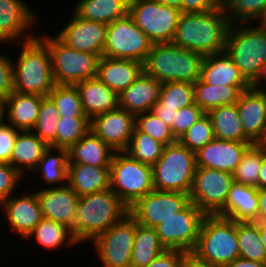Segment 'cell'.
<instances>
[{
	"instance_id": "1",
	"label": "cell",
	"mask_w": 266,
	"mask_h": 267,
	"mask_svg": "<svg viewBox=\"0 0 266 267\" xmlns=\"http://www.w3.org/2000/svg\"><path fill=\"white\" fill-rule=\"evenodd\" d=\"M230 25L222 5L210 12H182L171 43L204 56L222 52Z\"/></svg>"
},
{
	"instance_id": "2",
	"label": "cell",
	"mask_w": 266,
	"mask_h": 267,
	"mask_svg": "<svg viewBox=\"0 0 266 267\" xmlns=\"http://www.w3.org/2000/svg\"><path fill=\"white\" fill-rule=\"evenodd\" d=\"M127 214L128 207L110 188L80 196L70 231L81 245L91 242Z\"/></svg>"
},
{
	"instance_id": "3",
	"label": "cell",
	"mask_w": 266,
	"mask_h": 267,
	"mask_svg": "<svg viewBox=\"0 0 266 267\" xmlns=\"http://www.w3.org/2000/svg\"><path fill=\"white\" fill-rule=\"evenodd\" d=\"M19 45L21 51L17 60H12L14 91L48 96L56 83L47 45L38 36Z\"/></svg>"
},
{
	"instance_id": "4",
	"label": "cell",
	"mask_w": 266,
	"mask_h": 267,
	"mask_svg": "<svg viewBox=\"0 0 266 267\" xmlns=\"http://www.w3.org/2000/svg\"><path fill=\"white\" fill-rule=\"evenodd\" d=\"M204 57L172 43H155L143 63V70L161 83H194L200 77Z\"/></svg>"
},
{
	"instance_id": "5",
	"label": "cell",
	"mask_w": 266,
	"mask_h": 267,
	"mask_svg": "<svg viewBox=\"0 0 266 267\" xmlns=\"http://www.w3.org/2000/svg\"><path fill=\"white\" fill-rule=\"evenodd\" d=\"M192 253L218 267H224L237 259V222L218 215L205 216Z\"/></svg>"
},
{
	"instance_id": "6",
	"label": "cell",
	"mask_w": 266,
	"mask_h": 267,
	"mask_svg": "<svg viewBox=\"0 0 266 267\" xmlns=\"http://www.w3.org/2000/svg\"><path fill=\"white\" fill-rule=\"evenodd\" d=\"M225 51L251 83L266 61V31L254 23L231 24Z\"/></svg>"
},
{
	"instance_id": "7",
	"label": "cell",
	"mask_w": 266,
	"mask_h": 267,
	"mask_svg": "<svg viewBox=\"0 0 266 267\" xmlns=\"http://www.w3.org/2000/svg\"><path fill=\"white\" fill-rule=\"evenodd\" d=\"M48 47L54 81L57 85H75L97 77L100 57L68 47L56 35H37Z\"/></svg>"
},
{
	"instance_id": "8",
	"label": "cell",
	"mask_w": 266,
	"mask_h": 267,
	"mask_svg": "<svg viewBox=\"0 0 266 267\" xmlns=\"http://www.w3.org/2000/svg\"><path fill=\"white\" fill-rule=\"evenodd\" d=\"M196 154L178 141L166 145L152 166L154 190L189 194L196 172Z\"/></svg>"
},
{
	"instance_id": "9",
	"label": "cell",
	"mask_w": 266,
	"mask_h": 267,
	"mask_svg": "<svg viewBox=\"0 0 266 267\" xmlns=\"http://www.w3.org/2000/svg\"><path fill=\"white\" fill-rule=\"evenodd\" d=\"M110 189L131 207L154 190L152 166L133 159L125 151L115 152L110 165Z\"/></svg>"
},
{
	"instance_id": "10",
	"label": "cell",
	"mask_w": 266,
	"mask_h": 267,
	"mask_svg": "<svg viewBox=\"0 0 266 267\" xmlns=\"http://www.w3.org/2000/svg\"><path fill=\"white\" fill-rule=\"evenodd\" d=\"M182 11L153 0H129L128 15L155 43H171Z\"/></svg>"
},
{
	"instance_id": "11",
	"label": "cell",
	"mask_w": 266,
	"mask_h": 267,
	"mask_svg": "<svg viewBox=\"0 0 266 267\" xmlns=\"http://www.w3.org/2000/svg\"><path fill=\"white\" fill-rule=\"evenodd\" d=\"M234 183L233 174L197 167L189 193L190 201L206 216L225 218V202Z\"/></svg>"
},
{
	"instance_id": "12",
	"label": "cell",
	"mask_w": 266,
	"mask_h": 267,
	"mask_svg": "<svg viewBox=\"0 0 266 267\" xmlns=\"http://www.w3.org/2000/svg\"><path fill=\"white\" fill-rule=\"evenodd\" d=\"M206 215L192 202L154 228L166 250L192 252L197 244L202 221Z\"/></svg>"
},
{
	"instance_id": "13",
	"label": "cell",
	"mask_w": 266,
	"mask_h": 267,
	"mask_svg": "<svg viewBox=\"0 0 266 267\" xmlns=\"http://www.w3.org/2000/svg\"><path fill=\"white\" fill-rule=\"evenodd\" d=\"M136 221L127 214L91 242L102 267H131Z\"/></svg>"
},
{
	"instance_id": "14",
	"label": "cell",
	"mask_w": 266,
	"mask_h": 267,
	"mask_svg": "<svg viewBox=\"0 0 266 267\" xmlns=\"http://www.w3.org/2000/svg\"><path fill=\"white\" fill-rule=\"evenodd\" d=\"M152 42L127 15L107 25L103 56L144 63Z\"/></svg>"
},
{
	"instance_id": "15",
	"label": "cell",
	"mask_w": 266,
	"mask_h": 267,
	"mask_svg": "<svg viewBox=\"0 0 266 267\" xmlns=\"http://www.w3.org/2000/svg\"><path fill=\"white\" fill-rule=\"evenodd\" d=\"M190 202L189 194L153 190L129 207L128 213L140 225L154 228L182 211Z\"/></svg>"
},
{
	"instance_id": "16",
	"label": "cell",
	"mask_w": 266,
	"mask_h": 267,
	"mask_svg": "<svg viewBox=\"0 0 266 267\" xmlns=\"http://www.w3.org/2000/svg\"><path fill=\"white\" fill-rule=\"evenodd\" d=\"M36 12L24 0H0V45L24 42L36 37ZM32 32H31V29ZM21 40V41H20Z\"/></svg>"
},
{
	"instance_id": "17",
	"label": "cell",
	"mask_w": 266,
	"mask_h": 267,
	"mask_svg": "<svg viewBox=\"0 0 266 267\" xmlns=\"http://www.w3.org/2000/svg\"><path fill=\"white\" fill-rule=\"evenodd\" d=\"M64 27L56 36L68 47L103 56L107 38V25L78 17L72 11Z\"/></svg>"
},
{
	"instance_id": "18",
	"label": "cell",
	"mask_w": 266,
	"mask_h": 267,
	"mask_svg": "<svg viewBox=\"0 0 266 267\" xmlns=\"http://www.w3.org/2000/svg\"><path fill=\"white\" fill-rule=\"evenodd\" d=\"M134 128L135 115L119 107L90 120V130L115 152L127 150Z\"/></svg>"
},
{
	"instance_id": "19",
	"label": "cell",
	"mask_w": 266,
	"mask_h": 267,
	"mask_svg": "<svg viewBox=\"0 0 266 267\" xmlns=\"http://www.w3.org/2000/svg\"><path fill=\"white\" fill-rule=\"evenodd\" d=\"M31 192L32 190L24 191L18 196L11 195L0 204L1 210L4 211L3 218L6 217V222L10 225V231L18 234L23 241L43 219L36 192Z\"/></svg>"
},
{
	"instance_id": "20",
	"label": "cell",
	"mask_w": 266,
	"mask_h": 267,
	"mask_svg": "<svg viewBox=\"0 0 266 267\" xmlns=\"http://www.w3.org/2000/svg\"><path fill=\"white\" fill-rule=\"evenodd\" d=\"M245 136L253 144L266 141V90L249 88L236 103Z\"/></svg>"
},
{
	"instance_id": "21",
	"label": "cell",
	"mask_w": 266,
	"mask_h": 267,
	"mask_svg": "<svg viewBox=\"0 0 266 267\" xmlns=\"http://www.w3.org/2000/svg\"><path fill=\"white\" fill-rule=\"evenodd\" d=\"M252 144V142L214 138L195 153L196 165L197 167L216 169L233 174L245 151Z\"/></svg>"
},
{
	"instance_id": "22",
	"label": "cell",
	"mask_w": 266,
	"mask_h": 267,
	"mask_svg": "<svg viewBox=\"0 0 266 267\" xmlns=\"http://www.w3.org/2000/svg\"><path fill=\"white\" fill-rule=\"evenodd\" d=\"M43 218L72 227L79 201L77 193L68 185L35 190Z\"/></svg>"
},
{
	"instance_id": "23",
	"label": "cell",
	"mask_w": 266,
	"mask_h": 267,
	"mask_svg": "<svg viewBox=\"0 0 266 267\" xmlns=\"http://www.w3.org/2000/svg\"><path fill=\"white\" fill-rule=\"evenodd\" d=\"M199 79L212 86L235 85L242 91L250 88V83L225 50L204 57Z\"/></svg>"
},
{
	"instance_id": "24",
	"label": "cell",
	"mask_w": 266,
	"mask_h": 267,
	"mask_svg": "<svg viewBox=\"0 0 266 267\" xmlns=\"http://www.w3.org/2000/svg\"><path fill=\"white\" fill-rule=\"evenodd\" d=\"M161 85L160 81L143 71L127 89L118 95V107L135 116L151 111L159 101Z\"/></svg>"
},
{
	"instance_id": "25",
	"label": "cell",
	"mask_w": 266,
	"mask_h": 267,
	"mask_svg": "<svg viewBox=\"0 0 266 267\" xmlns=\"http://www.w3.org/2000/svg\"><path fill=\"white\" fill-rule=\"evenodd\" d=\"M143 71V63L138 61L102 56L98 62L96 78L119 95L127 89Z\"/></svg>"
},
{
	"instance_id": "26",
	"label": "cell",
	"mask_w": 266,
	"mask_h": 267,
	"mask_svg": "<svg viewBox=\"0 0 266 267\" xmlns=\"http://www.w3.org/2000/svg\"><path fill=\"white\" fill-rule=\"evenodd\" d=\"M48 147L32 130L19 131L15 138L9 164L23 177L26 173L30 175L38 166Z\"/></svg>"
},
{
	"instance_id": "27",
	"label": "cell",
	"mask_w": 266,
	"mask_h": 267,
	"mask_svg": "<svg viewBox=\"0 0 266 267\" xmlns=\"http://www.w3.org/2000/svg\"><path fill=\"white\" fill-rule=\"evenodd\" d=\"M86 116L91 120L96 115L118 108V95L98 78L75 84Z\"/></svg>"
},
{
	"instance_id": "28",
	"label": "cell",
	"mask_w": 266,
	"mask_h": 267,
	"mask_svg": "<svg viewBox=\"0 0 266 267\" xmlns=\"http://www.w3.org/2000/svg\"><path fill=\"white\" fill-rule=\"evenodd\" d=\"M67 184L79 197L106 190L110 188V167L68 163Z\"/></svg>"
},
{
	"instance_id": "29",
	"label": "cell",
	"mask_w": 266,
	"mask_h": 267,
	"mask_svg": "<svg viewBox=\"0 0 266 267\" xmlns=\"http://www.w3.org/2000/svg\"><path fill=\"white\" fill-rule=\"evenodd\" d=\"M43 96L13 92L6 98V122L20 131L32 130L37 122Z\"/></svg>"
},
{
	"instance_id": "30",
	"label": "cell",
	"mask_w": 266,
	"mask_h": 267,
	"mask_svg": "<svg viewBox=\"0 0 266 267\" xmlns=\"http://www.w3.org/2000/svg\"><path fill=\"white\" fill-rule=\"evenodd\" d=\"M258 188L233 183L225 202V218L236 222L258 221Z\"/></svg>"
},
{
	"instance_id": "31",
	"label": "cell",
	"mask_w": 266,
	"mask_h": 267,
	"mask_svg": "<svg viewBox=\"0 0 266 267\" xmlns=\"http://www.w3.org/2000/svg\"><path fill=\"white\" fill-rule=\"evenodd\" d=\"M115 151L89 130L68 149V163L89 164L95 167H110Z\"/></svg>"
},
{
	"instance_id": "32",
	"label": "cell",
	"mask_w": 266,
	"mask_h": 267,
	"mask_svg": "<svg viewBox=\"0 0 266 267\" xmlns=\"http://www.w3.org/2000/svg\"><path fill=\"white\" fill-rule=\"evenodd\" d=\"M72 11L82 19L108 25L128 15L129 0H78Z\"/></svg>"
},
{
	"instance_id": "33",
	"label": "cell",
	"mask_w": 266,
	"mask_h": 267,
	"mask_svg": "<svg viewBox=\"0 0 266 267\" xmlns=\"http://www.w3.org/2000/svg\"><path fill=\"white\" fill-rule=\"evenodd\" d=\"M38 173L41 175H39V177L44 180L43 182H46V188L66 185L68 175V150L49 146L44 151L38 166L32 174L38 175Z\"/></svg>"
},
{
	"instance_id": "34",
	"label": "cell",
	"mask_w": 266,
	"mask_h": 267,
	"mask_svg": "<svg viewBox=\"0 0 266 267\" xmlns=\"http://www.w3.org/2000/svg\"><path fill=\"white\" fill-rule=\"evenodd\" d=\"M194 101L205 113L211 109L236 104L243 92L238 86H212L200 79L193 83Z\"/></svg>"
},
{
	"instance_id": "35",
	"label": "cell",
	"mask_w": 266,
	"mask_h": 267,
	"mask_svg": "<svg viewBox=\"0 0 266 267\" xmlns=\"http://www.w3.org/2000/svg\"><path fill=\"white\" fill-rule=\"evenodd\" d=\"M36 239L35 242L43 249L57 251L62 246L75 247L79 243L74 239L70 228L66 225L43 218L27 236L25 240L30 241L31 238Z\"/></svg>"
},
{
	"instance_id": "36",
	"label": "cell",
	"mask_w": 266,
	"mask_h": 267,
	"mask_svg": "<svg viewBox=\"0 0 266 267\" xmlns=\"http://www.w3.org/2000/svg\"><path fill=\"white\" fill-rule=\"evenodd\" d=\"M214 130V137L227 141L251 142L243 131L237 105L219 106L208 112Z\"/></svg>"
},
{
	"instance_id": "37",
	"label": "cell",
	"mask_w": 266,
	"mask_h": 267,
	"mask_svg": "<svg viewBox=\"0 0 266 267\" xmlns=\"http://www.w3.org/2000/svg\"><path fill=\"white\" fill-rule=\"evenodd\" d=\"M165 250L155 228L145 227L136 222L131 267H146Z\"/></svg>"
},
{
	"instance_id": "38",
	"label": "cell",
	"mask_w": 266,
	"mask_h": 267,
	"mask_svg": "<svg viewBox=\"0 0 266 267\" xmlns=\"http://www.w3.org/2000/svg\"><path fill=\"white\" fill-rule=\"evenodd\" d=\"M239 257L257 262H266V250L261 240L258 225L254 221L237 222Z\"/></svg>"
},
{
	"instance_id": "39",
	"label": "cell",
	"mask_w": 266,
	"mask_h": 267,
	"mask_svg": "<svg viewBox=\"0 0 266 267\" xmlns=\"http://www.w3.org/2000/svg\"><path fill=\"white\" fill-rule=\"evenodd\" d=\"M265 155L266 146L264 144H252L245 151L233 173L234 182L258 188V177Z\"/></svg>"
},
{
	"instance_id": "40",
	"label": "cell",
	"mask_w": 266,
	"mask_h": 267,
	"mask_svg": "<svg viewBox=\"0 0 266 267\" xmlns=\"http://www.w3.org/2000/svg\"><path fill=\"white\" fill-rule=\"evenodd\" d=\"M164 147V144L135 127L130 144L125 152L133 159L153 166L162 155Z\"/></svg>"
},
{
	"instance_id": "41",
	"label": "cell",
	"mask_w": 266,
	"mask_h": 267,
	"mask_svg": "<svg viewBox=\"0 0 266 267\" xmlns=\"http://www.w3.org/2000/svg\"><path fill=\"white\" fill-rule=\"evenodd\" d=\"M59 120V111L53 101L48 96L43 97L38 119L32 131L48 146L56 148V131Z\"/></svg>"
},
{
	"instance_id": "42",
	"label": "cell",
	"mask_w": 266,
	"mask_h": 267,
	"mask_svg": "<svg viewBox=\"0 0 266 267\" xmlns=\"http://www.w3.org/2000/svg\"><path fill=\"white\" fill-rule=\"evenodd\" d=\"M48 97L53 101L60 117H87L75 85H55Z\"/></svg>"
},
{
	"instance_id": "43",
	"label": "cell",
	"mask_w": 266,
	"mask_h": 267,
	"mask_svg": "<svg viewBox=\"0 0 266 267\" xmlns=\"http://www.w3.org/2000/svg\"><path fill=\"white\" fill-rule=\"evenodd\" d=\"M231 24L255 23L266 9V0H221Z\"/></svg>"
},
{
	"instance_id": "44",
	"label": "cell",
	"mask_w": 266,
	"mask_h": 267,
	"mask_svg": "<svg viewBox=\"0 0 266 267\" xmlns=\"http://www.w3.org/2000/svg\"><path fill=\"white\" fill-rule=\"evenodd\" d=\"M90 130L88 117H60L56 131V148L69 149Z\"/></svg>"
},
{
	"instance_id": "45",
	"label": "cell",
	"mask_w": 266,
	"mask_h": 267,
	"mask_svg": "<svg viewBox=\"0 0 266 267\" xmlns=\"http://www.w3.org/2000/svg\"><path fill=\"white\" fill-rule=\"evenodd\" d=\"M159 100L164 107L176 108L189 106L194 101V86L189 82H165L162 83L159 93Z\"/></svg>"
},
{
	"instance_id": "46",
	"label": "cell",
	"mask_w": 266,
	"mask_h": 267,
	"mask_svg": "<svg viewBox=\"0 0 266 267\" xmlns=\"http://www.w3.org/2000/svg\"><path fill=\"white\" fill-rule=\"evenodd\" d=\"M214 138L212 120L204 113L177 141L196 153Z\"/></svg>"
},
{
	"instance_id": "47",
	"label": "cell",
	"mask_w": 266,
	"mask_h": 267,
	"mask_svg": "<svg viewBox=\"0 0 266 267\" xmlns=\"http://www.w3.org/2000/svg\"><path fill=\"white\" fill-rule=\"evenodd\" d=\"M135 127L165 146L177 142L171 127L166 125L152 111L136 115Z\"/></svg>"
},
{
	"instance_id": "48",
	"label": "cell",
	"mask_w": 266,
	"mask_h": 267,
	"mask_svg": "<svg viewBox=\"0 0 266 267\" xmlns=\"http://www.w3.org/2000/svg\"><path fill=\"white\" fill-rule=\"evenodd\" d=\"M205 112L195 103L182 107L175 114L171 130L178 140Z\"/></svg>"
},
{
	"instance_id": "49",
	"label": "cell",
	"mask_w": 266,
	"mask_h": 267,
	"mask_svg": "<svg viewBox=\"0 0 266 267\" xmlns=\"http://www.w3.org/2000/svg\"><path fill=\"white\" fill-rule=\"evenodd\" d=\"M22 179L23 176L9 163L0 161V204L20 189Z\"/></svg>"
},
{
	"instance_id": "50",
	"label": "cell",
	"mask_w": 266,
	"mask_h": 267,
	"mask_svg": "<svg viewBox=\"0 0 266 267\" xmlns=\"http://www.w3.org/2000/svg\"><path fill=\"white\" fill-rule=\"evenodd\" d=\"M12 57L0 53V99L5 100L14 92Z\"/></svg>"
},
{
	"instance_id": "51",
	"label": "cell",
	"mask_w": 266,
	"mask_h": 267,
	"mask_svg": "<svg viewBox=\"0 0 266 267\" xmlns=\"http://www.w3.org/2000/svg\"><path fill=\"white\" fill-rule=\"evenodd\" d=\"M19 129L14 128L9 123H5L0 127V161L10 162L15 138L19 133Z\"/></svg>"
},
{
	"instance_id": "52",
	"label": "cell",
	"mask_w": 266,
	"mask_h": 267,
	"mask_svg": "<svg viewBox=\"0 0 266 267\" xmlns=\"http://www.w3.org/2000/svg\"><path fill=\"white\" fill-rule=\"evenodd\" d=\"M186 253L179 250H165L146 267H182Z\"/></svg>"
},
{
	"instance_id": "53",
	"label": "cell",
	"mask_w": 266,
	"mask_h": 267,
	"mask_svg": "<svg viewBox=\"0 0 266 267\" xmlns=\"http://www.w3.org/2000/svg\"><path fill=\"white\" fill-rule=\"evenodd\" d=\"M221 0H182V12L203 13L217 9Z\"/></svg>"
},
{
	"instance_id": "54",
	"label": "cell",
	"mask_w": 266,
	"mask_h": 267,
	"mask_svg": "<svg viewBox=\"0 0 266 267\" xmlns=\"http://www.w3.org/2000/svg\"><path fill=\"white\" fill-rule=\"evenodd\" d=\"M159 119L166 125L172 127L175 121L176 108L164 107V104L159 100L151 110Z\"/></svg>"
},
{
	"instance_id": "55",
	"label": "cell",
	"mask_w": 266,
	"mask_h": 267,
	"mask_svg": "<svg viewBox=\"0 0 266 267\" xmlns=\"http://www.w3.org/2000/svg\"><path fill=\"white\" fill-rule=\"evenodd\" d=\"M182 267H218L207 261L201 260L194 253L188 252L183 258Z\"/></svg>"
},
{
	"instance_id": "56",
	"label": "cell",
	"mask_w": 266,
	"mask_h": 267,
	"mask_svg": "<svg viewBox=\"0 0 266 267\" xmlns=\"http://www.w3.org/2000/svg\"><path fill=\"white\" fill-rule=\"evenodd\" d=\"M250 87L257 90H266V61L257 77L250 83Z\"/></svg>"
},
{
	"instance_id": "57",
	"label": "cell",
	"mask_w": 266,
	"mask_h": 267,
	"mask_svg": "<svg viewBox=\"0 0 266 267\" xmlns=\"http://www.w3.org/2000/svg\"><path fill=\"white\" fill-rule=\"evenodd\" d=\"M224 267H266V262H257L238 257Z\"/></svg>"
},
{
	"instance_id": "58",
	"label": "cell",
	"mask_w": 266,
	"mask_h": 267,
	"mask_svg": "<svg viewBox=\"0 0 266 267\" xmlns=\"http://www.w3.org/2000/svg\"><path fill=\"white\" fill-rule=\"evenodd\" d=\"M259 213L258 221H266V188L258 189Z\"/></svg>"
},
{
	"instance_id": "59",
	"label": "cell",
	"mask_w": 266,
	"mask_h": 267,
	"mask_svg": "<svg viewBox=\"0 0 266 267\" xmlns=\"http://www.w3.org/2000/svg\"><path fill=\"white\" fill-rule=\"evenodd\" d=\"M266 188V155L262 159V165L258 177V189Z\"/></svg>"
},
{
	"instance_id": "60",
	"label": "cell",
	"mask_w": 266,
	"mask_h": 267,
	"mask_svg": "<svg viewBox=\"0 0 266 267\" xmlns=\"http://www.w3.org/2000/svg\"><path fill=\"white\" fill-rule=\"evenodd\" d=\"M254 222L259 227L261 240H262V243H263L264 248L266 250V221H254Z\"/></svg>"
},
{
	"instance_id": "61",
	"label": "cell",
	"mask_w": 266,
	"mask_h": 267,
	"mask_svg": "<svg viewBox=\"0 0 266 267\" xmlns=\"http://www.w3.org/2000/svg\"><path fill=\"white\" fill-rule=\"evenodd\" d=\"M153 1H157L160 4L176 7L182 11V0H153Z\"/></svg>"
},
{
	"instance_id": "62",
	"label": "cell",
	"mask_w": 266,
	"mask_h": 267,
	"mask_svg": "<svg viewBox=\"0 0 266 267\" xmlns=\"http://www.w3.org/2000/svg\"><path fill=\"white\" fill-rule=\"evenodd\" d=\"M6 123V105L3 99H0V127Z\"/></svg>"
},
{
	"instance_id": "63",
	"label": "cell",
	"mask_w": 266,
	"mask_h": 267,
	"mask_svg": "<svg viewBox=\"0 0 266 267\" xmlns=\"http://www.w3.org/2000/svg\"><path fill=\"white\" fill-rule=\"evenodd\" d=\"M259 22V23H258ZM254 24H257V26L263 30L266 31V9L264 12L260 15V17L255 21Z\"/></svg>"
}]
</instances>
